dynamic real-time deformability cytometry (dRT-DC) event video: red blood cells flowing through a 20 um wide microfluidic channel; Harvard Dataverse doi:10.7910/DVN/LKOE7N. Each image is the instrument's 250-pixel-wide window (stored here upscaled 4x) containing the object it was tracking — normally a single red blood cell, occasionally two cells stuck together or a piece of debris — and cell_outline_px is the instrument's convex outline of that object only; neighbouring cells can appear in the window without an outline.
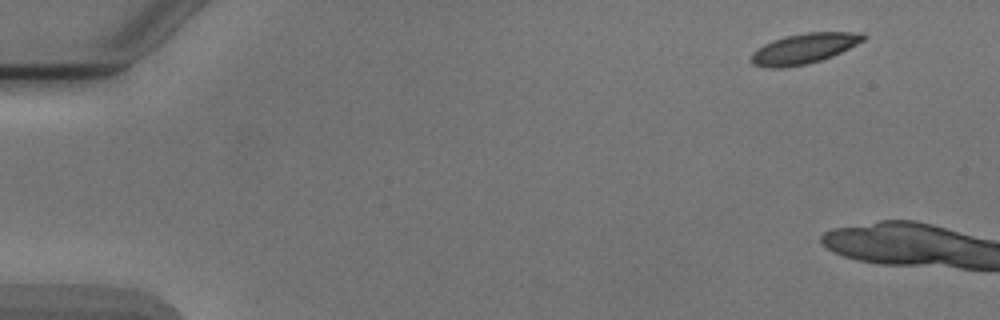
{"species": "Egyptian fruit bat (a non-hibernating species)", "species_latin": "Rousettus aegyptiacus", "temperature_condition": "cold", "stored_images_in_passage": 2, "camera_frame_rate_fps": 3000, "um_per_image_px": 0.085, "animal": {"sex": "male"}, "frame": {"image": 1, "passage_image": 1, "time_ms": 0.0, "image_size_px": [1000, 320], "cell_outline_px": [[868, 36], [864, 40], [832, 56], [808, 64], [784, 68], [768, 68], [752, 64], [752, 52], [756, 48], [772, 40], [784, 36], [808, 32], [864, 32]], "centroid_in_image_um": [68.33, 4.12], "position_along_channel_um": 16.7, "area_um2": 19.88}}